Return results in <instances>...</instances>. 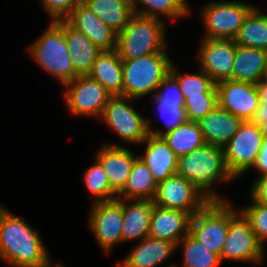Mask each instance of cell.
<instances>
[{
	"label": "cell",
	"instance_id": "cell-36",
	"mask_svg": "<svg viewBox=\"0 0 267 267\" xmlns=\"http://www.w3.org/2000/svg\"><path fill=\"white\" fill-rule=\"evenodd\" d=\"M218 106L217 94H202V96L186 97L184 109L189 121L197 122Z\"/></svg>",
	"mask_w": 267,
	"mask_h": 267
},
{
	"label": "cell",
	"instance_id": "cell-35",
	"mask_svg": "<svg viewBox=\"0 0 267 267\" xmlns=\"http://www.w3.org/2000/svg\"><path fill=\"white\" fill-rule=\"evenodd\" d=\"M252 205L240 211L249 220L258 241L264 246L267 241V206L256 202L252 197Z\"/></svg>",
	"mask_w": 267,
	"mask_h": 267
},
{
	"label": "cell",
	"instance_id": "cell-15",
	"mask_svg": "<svg viewBox=\"0 0 267 267\" xmlns=\"http://www.w3.org/2000/svg\"><path fill=\"white\" fill-rule=\"evenodd\" d=\"M198 51L199 69L215 83L231 78L236 44L231 39H203Z\"/></svg>",
	"mask_w": 267,
	"mask_h": 267
},
{
	"label": "cell",
	"instance_id": "cell-31",
	"mask_svg": "<svg viewBox=\"0 0 267 267\" xmlns=\"http://www.w3.org/2000/svg\"><path fill=\"white\" fill-rule=\"evenodd\" d=\"M180 87L183 97H196L202 94H217L216 83L200 69V74H181L172 62L170 71Z\"/></svg>",
	"mask_w": 267,
	"mask_h": 267
},
{
	"label": "cell",
	"instance_id": "cell-26",
	"mask_svg": "<svg viewBox=\"0 0 267 267\" xmlns=\"http://www.w3.org/2000/svg\"><path fill=\"white\" fill-rule=\"evenodd\" d=\"M82 3L117 34L135 14L131 0H82Z\"/></svg>",
	"mask_w": 267,
	"mask_h": 267
},
{
	"label": "cell",
	"instance_id": "cell-20",
	"mask_svg": "<svg viewBox=\"0 0 267 267\" xmlns=\"http://www.w3.org/2000/svg\"><path fill=\"white\" fill-rule=\"evenodd\" d=\"M55 22L64 31L74 71L78 75H87L102 51L84 33L78 32L65 20Z\"/></svg>",
	"mask_w": 267,
	"mask_h": 267
},
{
	"label": "cell",
	"instance_id": "cell-46",
	"mask_svg": "<svg viewBox=\"0 0 267 267\" xmlns=\"http://www.w3.org/2000/svg\"><path fill=\"white\" fill-rule=\"evenodd\" d=\"M175 265H176V264H174V263H173V264H171V265H170V266H168V267H175Z\"/></svg>",
	"mask_w": 267,
	"mask_h": 267
},
{
	"label": "cell",
	"instance_id": "cell-14",
	"mask_svg": "<svg viewBox=\"0 0 267 267\" xmlns=\"http://www.w3.org/2000/svg\"><path fill=\"white\" fill-rule=\"evenodd\" d=\"M218 106L242 121H251L259 108L256 84L222 80L216 83Z\"/></svg>",
	"mask_w": 267,
	"mask_h": 267
},
{
	"label": "cell",
	"instance_id": "cell-19",
	"mask_svg": "<svg viewBox=\"0 0 267 267\" xmlns=\"http://www.w3.org/2000/svg\"><path fill=\"white\" fill-rule=\"evenodd\" d=\"M141 144H146L145 154L138 158L146 164L157 183L176 174L178 157L161 136L149 134Z\"/></svg>",
	"mask_w": 267,
	"mask_h": 267
},
{
	"label": "cell",
	"instance_id": "cell-33",
	"mask_svg": "<svg viewBox=\"0 0 267 267\" xmlns=\"http://www.w3.org/2000/svg\"><path fill=\"white\" fill-rule=\"evenodd\" d=\"M131 2L134 13L142 16L161 19L159 15L161 14L166 19L179 20L188 15L174 0H131ZM139 4L144 9L141 7L140 10Z\"/></svg>",
	"mask_w": 267,
	"mask_h": 267
},
{
	"label": "cell",
	"instance_id": "cell-11",
	"mask_svg": "<svg viewBox=\"0 0 267 267\" xmlns=\"http://www.w3.org/2000/svg\"><path fill=\"white\" fill-rule=\"evenodd\" d=\"M63 94L70 113L76 116H95L100 118L104 107L112 95L88 75H78L64 85Z\"/></svg>",
	"mask_w": 267,
	"mask_h": 267
},
{
	"label": "cell",
	"instance_id": "cell-13",
	"mask_svg": "<svg viewBox=\"0 0 267 267\" xmlns=\"http://www.w3.org/2000/svg\"><path fill=\"white\" fill-rule=\"evenodd\" d=\"M89 217L90 229L106 254L113 246L123 242L121 199L93 203Z\"/></svg>",
	"mask_w": 267,
	"mask_h": 267
},
{
	"label": "cell",
	"instance_id": "cell-29",
	"mask_svg": "<svg viewBox=\"0 0 267 267\" xmlns=\"http://www.w3.org/2000/svg\"><path fill=\"white\" fill-rule=\"evenodd\" d=\"M234 41L239 46L267 50V14L255 7L245 18Z\"/></svg>",
	"mask_w": 267,
	"mask_h": 267
},
{
	"label": "cell",
	"instance_id": "cell-9",
	"mask_svg": "<svg viewBox=\"0 0 267 267\" xmlns=\"http://www.w3.org/2000/svg\"><path fill=\"white\" fill-rule=\"evenodd\" d=\"M133 98L112 96L100 117L122 140L139 144L149 135L147 119L131 106ZM129 102V103H128Z\"/></svg>",
	"mask_w": 267,
	"mask_h": 267
},
{
	"label": "cell",
	"instance_id": "cell-17",
	"mask_svg": "<svg viewBox=\"0 0 267 267\" xmlns=\"http://www.w3.org/2000/svg\"><path fill=\"white\" fill-rule=\"evenodd\" d=\"M95 157L103 167L111 188L118 194L125 187L138 156L126 147L111 143L103 144Z\"/></svg>",
	"mask_w": 267,
	"mask_h": 267
},
{
	"label": "cell",
	"instance_id": "cell-23",
	"mask_svg": "<svg viewBox=\"0 0 267 267\" xmlns=\"http://www.w3.org/2000/svg\"><path fill=\"white\" fill-rule=\"evenodd\" d=\"M121 206L123 242L134 239L142 240L147 237L154 206L153 200L121 199Z\"/></svg>",
	"mask_w": 267,
	"mask_h": 267
},
{
	"label": "cell",
	"instance_id": "cell-34",
	"mask_svg": "<svg viewBox=\"0 0 267 267\" xmlns=\"http://www.w3.org/2000/svg\"><path fill=\"white\" fill-rule=\"evenodd\" d=\"M155 104L159 114L162 116L165 123V130H156L151 126V120L147 118L148 131L149 134L154 136H161L163 133H166L180 124L184 123L187 118L185 114L184 105H170V104H161L154 98Z\"/></svg>",
	"mask_w": 267,
	"mask_h": 267
},
{
	"label": "cell",
	"instance_id": "cell-10",
	"mask_svg": "<svg viewBox=\"0 0 267 267\" xmlns=\"http://www.w3.org/2000/svg\"><path fill=\"white\" fill-rule=\"evenodd\" d=\"M263 136L252 121H243L237 133L223 146L226 167L233 178H239L255 164Z\"/></svg>",
	"mask_w": 267,
	"mask_h": 267
},
{
	"label": "cell",
	"instance_id": "cell-16",
	"mask_svg": "<svg viewBox=\"0 0 267 267\" xmlns=\"http://www.w3.org/2000/svg\"><path fill=\"white\" fill-rule=\"evenodd\" d=\"M65 21L78 32L84 33L101 51L117 49V33L82 2L71 11Z\"/></svg>",
	"mask_w": 267,
	"mask_h": 267
},
{
	"label": "cell",
	"instance_id": "cell-5",
	"mask_svg": "<svg viewBox=\"0 0 267 267\" xmlns=\"http://www.w3.org/2000/svg\"><path fill=\"white\" fill-rule=\"evenodd\" d=\"M171 64L172 60L167 52L122 60L123 96L137 100L155 93L169 73Z\"/></svg>",
	"mask_w": 267,
	"mask_h": 267
},
{
	"label": "cell",
	"instance_id": "cell-30",
	"mask_svg": "<svg viewBox=\"0 0 267 267\" xmlns=\"http://www.w3.org/2000/svg\"><path fill=\"white\" fill-rule=\"evenodd\" d=\"M183 247V262L181 267H219L220 255L209 251L190 234L183 237L176 248ZM175 267H180L175 265Z\"/></svg>",
	"mask_w": 267,
	"mask_h": 267
},
{
	"label": "cell",
	"instance_id": "cell-25",
	"mask_svg": "<svg viewBox=\"0 0 267 267\" xmlns=\"http://www.w3.org/2000/svg\"><path fill=\"white\" fill-rule=\"evenodd\" d=\"M87 75L98 81L112 96H123L122 59L117 50L102 51Z\"/></svg>",
	"mask_w": 267,
	"mask_h": 267
},
{
	"label": "cell",
	"instance_id": "cell-22",
	"mask_svg": "<svg viewBox=\"0 0 267 267\" xmlns=\"http://www.w3.org/2000/svg\"><path fill=\"white\" fill-rule=\"evenodd\" d=\"M176 249V244L173 242L147 236L140 240V243L121 262L117 263L116 266L158 267Z\"/></svg>",
	"mask_w": 267,
	"mask_h": 267
},
{
	"label": "cell",
	"instance_id": "cell-4",
	"mask_svg": "<svg viewBox=\"0 0 267 267\" xmlns=\"http://www.w3.org/2000/svg\"><path fill=\"white\" fill-rule=\"evenodd\" d=\"M28 50L34 61L63 86L78 76L72 66L64 31L55 21L49 23Z\"/></svg>",
	"mask_w": 267,
	"mask_h": 267
},
{
	"label": "cell",
	"instance_id": "cell-6",
	"mask_svg": "<svg viewBox=\"0 0 267 267\" xmlns=\"http://www.w3.org/2000/svg\"><path fill=\"white\" fill-rule=\"evenodd\" d=\"M229 203V229L220 259L238 262L262 263L264 246L258 241L249 220Z\"/></svg>",
	"mask_w": 267,
	"mask_h": 267
},
{
	"label": "cell",
	"instance_id": "cell-39",
	"mask_svg": "<svg viewBox=\"0 0 267 267\" xmlns=\"http://www.w3.org/2000/svg\"><path fill=\"white\" fill-rule=\"evenodd\" d=\"M250 192L251 197L256 202L267 206V174L257 177Z\"/></svg>",
	"mask_w": 267,
	"mask_h": 267
},
{
	"label": "cell",
	"instance_id": "cell-2",
	"mask_svg": "<svg viewBox=\"0 0 267 267\" xmlns=\"http://www.w3.org/2000/svg\"><path fill=\"white\" fill-rule=\"evenodd\" d=\"M176 174L191 182L210 201H226L213 191V184L234 180L226 167L223 147L211 144L178 157Z\"/></svg>",
	"mask_w": 267,
	"mask_h": 267
},
{
	"label": "cell",
	"instance_id": "cell-1",
	"mask_svg": "<svg viewBox=\"0 0 267 267\" xmlns=\"http://www.w3.org/2000/svg\"><path fill=\"white\" fill-rule=\"evenodd\" d=\"M0 259L13 267H47L51 258L38 233L0 206Z\"/></svg>",
	"mask_w": 267,
	"mask_h": 267
},
{
	"label": "cell",
	"instance_id": "cell-21",
	"mask_svg": "<svg viewBox=\"0 0 267 267\" xmlns=\"http://www.w3.org/2000/svg\"><path fill=\"white\" fill-rule=\"evenodd\" d=\"M242 122L240 118L219 106L197 121L205 144L220 147L225 146L230 141Z\"/></svg>",
	"mask_w": 267,
	"mask_h": 267
},
{
	"label": "cell",
	"instance_id": "cell-45",
	"mask_svg": "<svg viewBox=\"0 0 267 267\" xmlns=\"http://www.w3.org/2000/svg\"><path fill=\"white\" fill-rule=\"evenodd\" d=\"M47 267H63V265H60V264H57V265H52V263L49 265V266H47Z\"/></svg>",
	"mask_w": 267,
	"mask_h": 267
},
{
	"label": "cell",
	"instance_id": "cell-38",
	"mask_svg": "<svg viewBox=\"0 0 267 267\" xmlns=\"http://www.w3.org/2000/svg\"><path fill=\"white\" fill-rule=\"evenodd\" d=\"M82 0H41L51 21L65 20Z\"/></svg>",
	"mask_w": 267,
	"mask_h": 267
},
{
	"label": "cell",
	"instance_id": "cell-40",
	"mask_svg": "<svg viewBox=\"0 0 267 267\" xmlns=\"http://www.w3.org/2000/svg\"><path fill=\"white\" fill-rule=\"evenodd\" d=\"M259 171V176L267 174V139L263 138L261 148L257 156L255 164L252 166Z\"/></svg>",
	"mask_w": 267,
	"mask_h": 267
},
{
	"label": "cell",
	"instance_id": "cell-43",
	"mask_svg": "<svg viewBox=\"0 0 267 267\" xmlns=\"http://www.w3.org/2000/svg\"><path fill=\"white\" fill-rule=\"evenodd\" d=\"M254 117H267V107L266 104H260Z\"/></svg>",
	"mask_w": 267,
	"mask_h": 267
},
{
	"label": "cell",
	"instance_id": "cell-8",
	"mask_svg": "<svg viewBox=\"0 0 267 267\" xmlns=\"http://www.w3.org/2000/svg\"><path fill=\"white\" fill-rule=\"evenodd\" d=\"M255 8L245 2L216 1L201 9L205 36L203 39H231L237 36L245 18Z\"/></svg>",
	"mask_w": 267,
	"mask_h": 267
},
{
	"label": "cell",
	"instance_id": "cell-28",
	"mask_svg": "<svg viewBox=\"0 0 267 267\" xmlns=\"http://www.w3.org/2000/svg\"><path fill=\"white\" fill-rule=\"evenodd\" d=\"M161 137L177 157L189 154L205 144L199 124L189 120L163 133Z\"/></svg>",
	"mask_w": 267,
	"mask_h": 267
},
{
	"label": "cell",
	"instance_id": "cell-18",
	"mask_svg": "<svg viewBox=\"0 0 267 267\" xmlns=\"http://www.w3.org/2000/svg\"><path fill=\"white\" fill-rule=\"evenodd\" d=\"M191 217L185 211L154 205L148 236L177 244L189 234Z\"/></svg>",
	"mask_w": 267,
	"mask_h": 267
},
{
	"label": "cell",
	"instance_id": "cell-44",
	"mask_svg": "<svg viewBox=\"0 0 267 267\" xmlns=\"http://www.w3.org/2000/svg\"><path fill=\"white\" fill-rule=\"evenodd\" d=\"M189 16V13L191 12L189 9V6H187L186 0H174Z\"/></svg>",
	"mask_w": 267,
	"mask_h": 267
},
{
	"label": "cell",
	"instance_id": "cell-24",
	"mask_svg": "<svg viewBox=\"0 0 267 267\" xmlns=\"http://www.w3.org/2000/svg\"><path fill=\"white\" fill-rule=\"evenodd\" d=\"M267 50L236 45L231 81L257 84L266 77Z\"/></svg>",
	"mask_w": 267,
	"mask_h": 267
},
{
	"label": "cell",
	"instance_id": "cell-37",
	"mask_svg": "<svg viewBox=\"0 0 267 267\" xmlns=\"http://www.w3.org/2000/svg\"><path fill=\"white\" fill-rule=\"evenodd\" d=\"M153 97L161 104L184 105L185 102L177 79L170 72L164 77Z\"/></svg>",
	"mask_w": 267,
	"mask_h": 267
},
{
	"label": "cell",
	"instance_id": "cell-32",
	"mask_svg": "<svg viewBox=\"0 0 267 267\" xmlns=\"http://www.w3.org/2000/svg\"><path fill=\"white\" fill-rule=\"evenodd\" d=\"M94 161V164L84 174V183L87 190L93 197H96L94 203L117 199V193L111 188L103 167L96 159Z\"/></svg>",
	"mask_w": 267,
	"mask_h": 267
},
{
	"label": "cell",
	"instance_id": "cell-3",
	"mask_svg": "<svg viewBox=\"0 0 267 267\" xmlns=\"http://www.w3.org/2000/svg\"><path fill=\"white\" fill-rule=\"evenodd\" d=\"M163 19L134 14L117 34V52L122 60L166 52V28Z\"/></svg>",
	"mask_w": 267,
	"mask_h": 267
},
{
	"label": "cell",
	"instance_id": "cell-41",
	"mask_svg": "<svg viewBox=\"0 0 267 267\" xmlns=\"http://www.w3.org/2000/svg\"><path fill=\"white\" fill-rule=\"evenodd\" d=\"M256 87L260 97V104H266L267 107V78L261 79L256 84Z\"/></svg>",
	"mask_w": 267,
	"mask_h": 267
},
{
	"label": "cell",
	"instance_id": "cell-12",
	"mask_svg": "<svg viewBox=\"0 0 267 267\" xmlns=\"http://www.w3.org/2000/svg\"><path fill=\"white\" fill-rule=\"evenodd\" d=\"M209 201L198 188L178 174L159 182L153 199L158 207L185 211L191 216Z\"/></svg>",
	"mask_w": 267,
	"mask_h": 267
},
{
	"label": "cell",
	"instance_id": "cell-27",
	"mask_svg": "<svg viewBox=\"0 0 267 267\" xmlns=\"http://www.w3.org/2000/svg\"><path fill=\"white\" fill-rule=\"evenodd\" d=\"M157 181L146 164L137 158L127 179L125 187L117 194L119 199L153 200Z\"/></svg>",
	"mask_w": 267,
	"mask_h": 267
},
{
	"label": "cell",
	"instance_id": "cell-42",
	"mask_svg": "<svg viewBox=\"0 0 267 267\" xmlns=\"http://www.w3.org/2000/svg\"><path fill=\"white\" fill-rule=\"evenodd\" d=\"M251 121L259 126L263 138L267 139V117H253Z\"/></svg>",
	"mask_w": 267,
	"mask_h": 267
},
{
	"label": "cell",
	"instance_id": "cell-7",
	"mask_svg": "<svg viewBox=\"0 0 267 267\" xmlns=\"http://www.w3.org/2000/svg\"><path fill=\"white\" fill-rule=\"evenodd\" d=\"M228 229V200L209 201L191 217L189 234L203 247L220 255Z\"/></svg>",
	"mask_w": 267,
	"mask_h": 267
}]
</instances>
